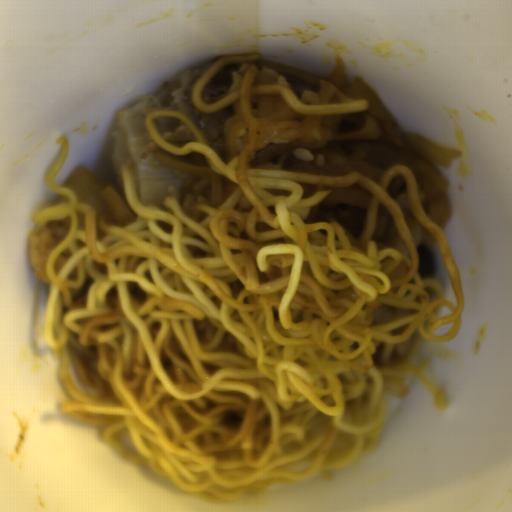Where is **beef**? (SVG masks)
Segmentation results:
<instances>
[{
    "instance_id": "1",
    "label": "beef",
    "mask_w": 512,
    "mask_h": 512,
    "mask_svg": "<svg viewBox=\"0 0 512 512\" xmlns=\"http://www.w3.org/2000/svg\"><path fill=\"white\" fill-rule=\"evenodd\" d=\"M201 73L202 71H188L181 73L172 81H164L160 93L165 92L168 101L163 109L180 112L203 135L206 144L218 153L221 162H226L228 158L224 147L226 120L235 110L227 107L208 113L195 106L192 92Z\"/></svg>"
},
{
    "instance_id": "2",
    "label": "beef",
    "mask_w": 512,
    "mask_h": 512,
    "mask_svg": "<svg viewBox=\"0 0 512 512\" xmlns=\"http://www.w3.org/2000/svg\"><path fill=\"white\" fill-rule=\"evenodd\" d=\"M248 65L233 64L217 70L201 89L200 96L205 104L216 103L234 90L242 89Z\"/></svg>"
},
{
    "instance_id": "3",
    "label": "beef",
    "mask_w": 512,
    "mask_h": 512,
    "mask_svg": "<svg viewBox=\"0 0 512 512\" xmlns=\"http://www.w3.org/2000/svg\"><path fill=\"white\" fill-rule=\"evenodd\" d=\"M152 125L162 140L177 148L195 139L186 122L178 118H154Z\"/></svg>"
}]
</instances>
